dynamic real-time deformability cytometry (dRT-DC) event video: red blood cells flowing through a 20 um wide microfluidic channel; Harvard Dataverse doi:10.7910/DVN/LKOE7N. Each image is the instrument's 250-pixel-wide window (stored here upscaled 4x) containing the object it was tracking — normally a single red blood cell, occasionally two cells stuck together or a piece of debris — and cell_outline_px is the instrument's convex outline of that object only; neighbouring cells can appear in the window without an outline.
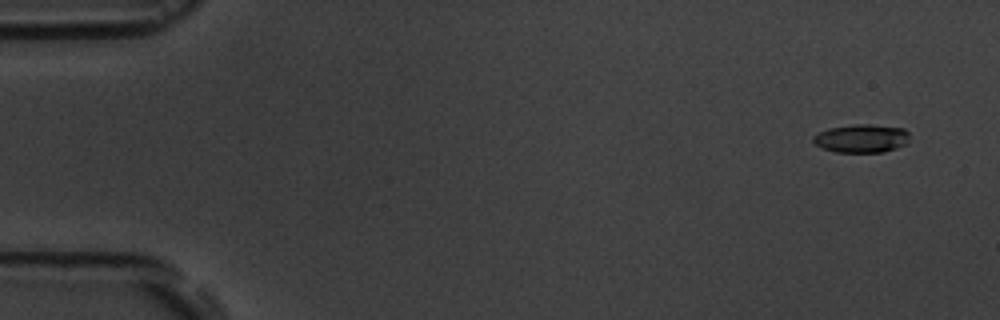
{"species": "common noctule bat (a hibernating species)", "species_latin": "Nyctalus noctula", "temperature_condition": "room temperature", "stored_images_in_passage": 5, "camera_frame_rate_fps": 3000, "um_per_image_px": 0.085, "animal": {"sex": "male", "body_mass_g": 19.5, "forearm_length_mm": 54.6}, "frame": {"image": 1, "passage_image": 1, "time_ms": 0.0, "image_size_px": [1000, 320], "cell_outline_px": [[908, 140], [904, 144], [896, 148], [884, 152], [836, 152], [820, 148], [812, 140], [812, 136], [828, 128], [852, 124], [868, 124], [904, 128], [908, 132]], "centroid_in_image_um": [73.19, 11.76], "position_along_channel_um": 11.8, "area_um2": 15.95}}
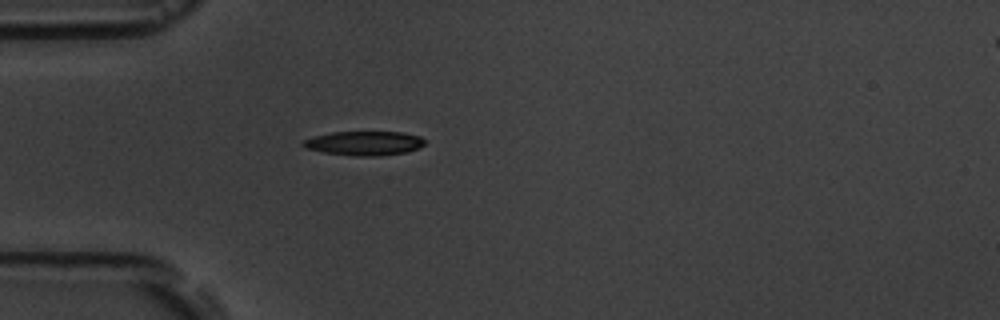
{"frame": {"image": 2, "passage_image": 5, "time_ms": 4.333, "image_size_px": [1000, 320], "cell_outline_px": [[428, 140], [420, 148], [408, 152], [380, 156], [356, 156], [324, 152], [304, 148], [300, 144], [304, 140], [312, 136], [332, 132], [400, 132], [420, 136]], "centroid_in_image_um": [30.98, 12.18], "position_along_channel_um": 54.0, "area_um2": 17.4}}